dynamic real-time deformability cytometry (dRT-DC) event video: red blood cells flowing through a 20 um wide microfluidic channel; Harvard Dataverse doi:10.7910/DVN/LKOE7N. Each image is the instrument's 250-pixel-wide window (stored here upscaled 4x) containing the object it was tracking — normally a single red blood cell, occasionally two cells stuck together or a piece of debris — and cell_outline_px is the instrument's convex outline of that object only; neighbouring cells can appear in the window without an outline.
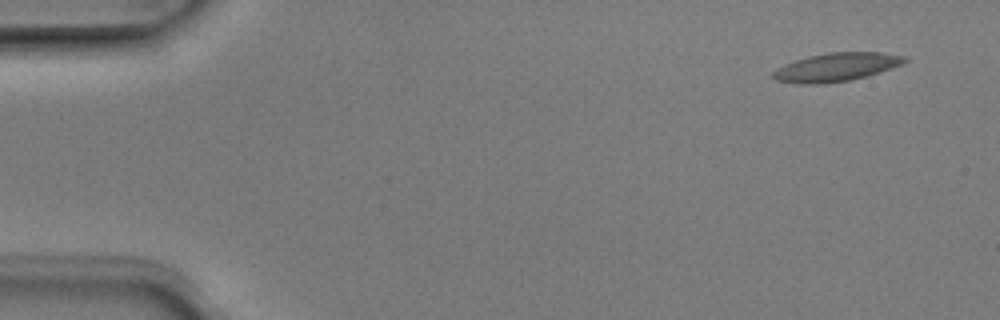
{"species": "Egyptian fruit bat (a non-hibernating species)", "species_latin": "Rousettus aegyptiacus", "temperature_condition": "room temperature", "stored_images_in_passage": 5, "camera_frame_rate_fps": 3000, "um_per_image_px": 0.085, "animal": {"sex": "male"}, "frame": {"image": 1, "passage_image": 1, "time_ms": 0.0, "image_size_px": [1000, 320], "cell_outline_px": [[908, 60], [900, 64], [880, 72], [868, 76], [848, 80], [816, 84], [800, 84], [776, 80], [772, 76], [772, 72], [776, 68], [784, 64], [808, 56], [828, 52], [884, 52], [908, 56]], "centroid_in_image_um": [71.09, 5.69], "position_along_channel_um": 13.9, "area_um2": 21.79}}
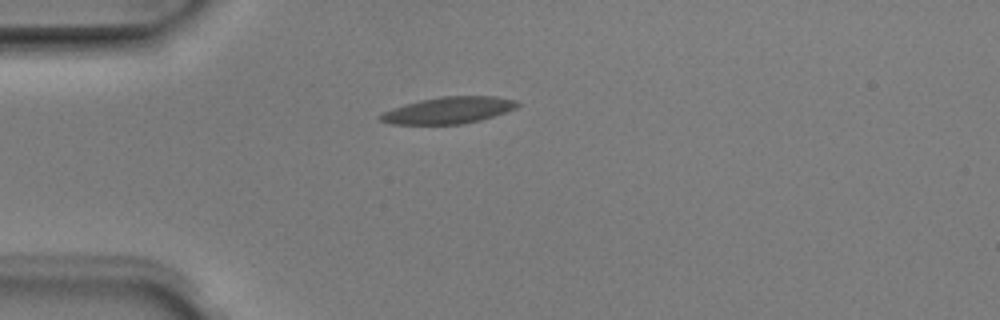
{"frame": {"image": 2, "passage_image": 4, "time_ms": 1.0, "image_size_px": [1000, 320], "cell_outline_px": [[520, 104], [516, 108], [480, 120], [460, 124], [392, 124], [380, 120], [376, 116], [392, 108], [420, 100], [440, 96], [496, 96], [516, 100]], "centroid_in_image_um": [38.11, 9.36], "position_along_channel_um": 46.9, "area_um2": 21.15}}